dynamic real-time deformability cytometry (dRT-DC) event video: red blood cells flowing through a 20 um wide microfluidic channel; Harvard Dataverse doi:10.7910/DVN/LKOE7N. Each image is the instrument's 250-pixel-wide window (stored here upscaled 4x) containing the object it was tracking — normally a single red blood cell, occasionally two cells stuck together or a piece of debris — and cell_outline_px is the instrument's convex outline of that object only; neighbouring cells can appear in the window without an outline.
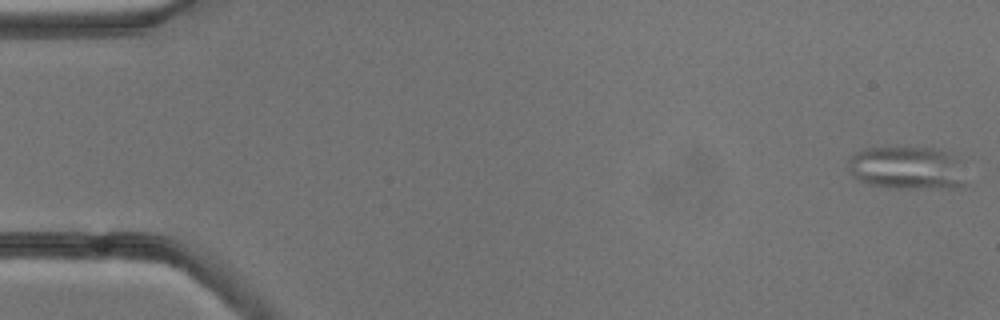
{"species": "common noctule bat (a hibernating species)", "species_latin": "Nyctalus noctula", "temperature_condition": "cold", "stored_images_in_passage": 14, "camera_frame_rate_fps": 3000, "um_per_image_px": 0.085, "animal": {"sex": "male", "body_mass_g": 13.3}, "frame": {"image": 1, "passage_image": 1, "time_ms": 0.0, "image_size_px": [1000, 320], "cell_outline_px": [[968, 184], [964, 188], [892, 188], [868, 184], [852, 176], [848, 164], [848, 160], [856, 152], [864, 148], [896, 144], [932, 148], [952, 152], [956, 156]], "centroid_in_image_um": [77.13, 14.23], "position_along_channel_um": 7.9, "area_um2": 30.87}}